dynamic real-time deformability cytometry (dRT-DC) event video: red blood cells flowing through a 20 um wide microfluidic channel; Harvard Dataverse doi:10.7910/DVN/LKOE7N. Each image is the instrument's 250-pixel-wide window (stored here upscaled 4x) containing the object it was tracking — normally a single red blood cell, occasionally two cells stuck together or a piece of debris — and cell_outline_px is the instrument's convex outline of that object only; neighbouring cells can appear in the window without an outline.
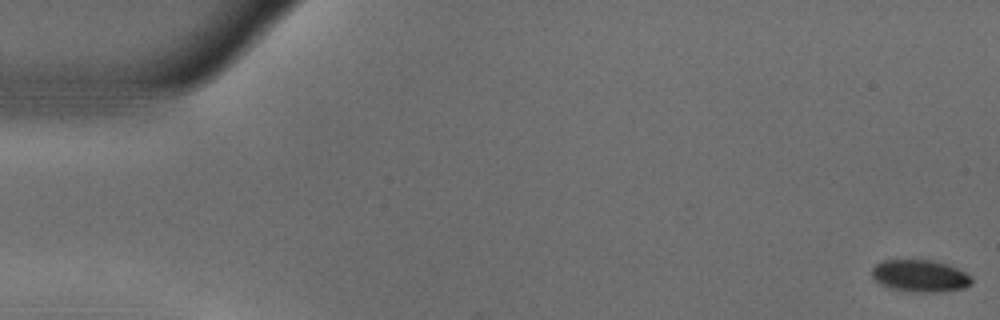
{"species": "common noctule bat (a hibernating species)", "species_latin": "Nyctalus noctula", "temperature_condition": "warm", "stored_images_in_passage": 56, "camera_frame_rate_fps": 3000, "um_per_image_px": 0.085, "animal": {"sex": "male", "body_mass_g": 18.8}, "frame": {"image": 1, "passage_image": 1, "time_ms": 0.0, "image_size_px": [1000, 320], "cell_outline_px": [[972, 284], [964, 288], [936, 292], [916, 292], [896, 288], [880, 284], [872, 276], [872, 268], [876, 264], [884, 260], [932, 260], [948, 264], [972, 276]], "centroid_in_image_um": [78.24, 23.44], "position_along_channel_um": 6.8, "area_um2": 18.44}}
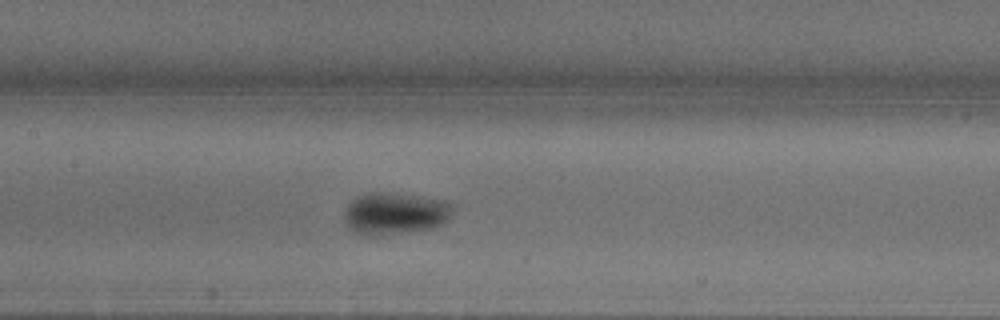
{"frame": {"image": 2, "passage_image": 26, "time_ms": 8.333, "image_size_px": [1000, 320], "cell_outline_px": [[448, 216], [440, 224], [432, 228], [408, 232], [360, 232], [352, 228], [344, 220], [344, 208], [356, 196], [368, 192], [384, 192], [412, 196], [436, 200], [448, 204]], "centroid_in_image_um": [33.47, 18.1], "position_along_channel_um": 173.9, "area_um2": 24.74}}
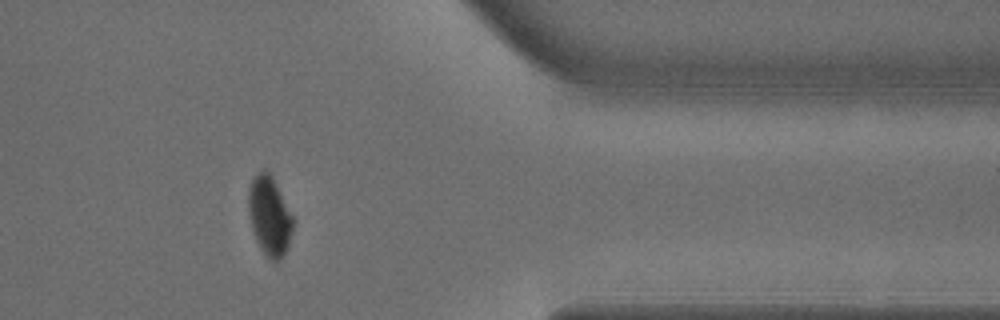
{"frame": {"image": 3, "passage_image": 45, "time_ms": 14.667, "image_size_px": [1000, 320], "cell_outline_px": [[296, 220], [288, 244], [280, 260], [268, 260], [260, 248], [256, 240], [252, 228], [248, 212], [248, 188], [252, 180], [264, 168], [272, 176]], "centroid_in_image_um": [22.92, 18.36], "position_along_channel_um": 388.5, "area_um2": 20.69}, "authors_computed_cell_mechanics": {"area_um2": 21.5594, "velocity_mm_per_s": 3.6923, "shape_relaxation_time_tau1_ms": 4.4163, "shape_relaxation_time_tau2_ms": null, "deformation_change_tau1": 0.1496, "deformation_change_tau2": null}}